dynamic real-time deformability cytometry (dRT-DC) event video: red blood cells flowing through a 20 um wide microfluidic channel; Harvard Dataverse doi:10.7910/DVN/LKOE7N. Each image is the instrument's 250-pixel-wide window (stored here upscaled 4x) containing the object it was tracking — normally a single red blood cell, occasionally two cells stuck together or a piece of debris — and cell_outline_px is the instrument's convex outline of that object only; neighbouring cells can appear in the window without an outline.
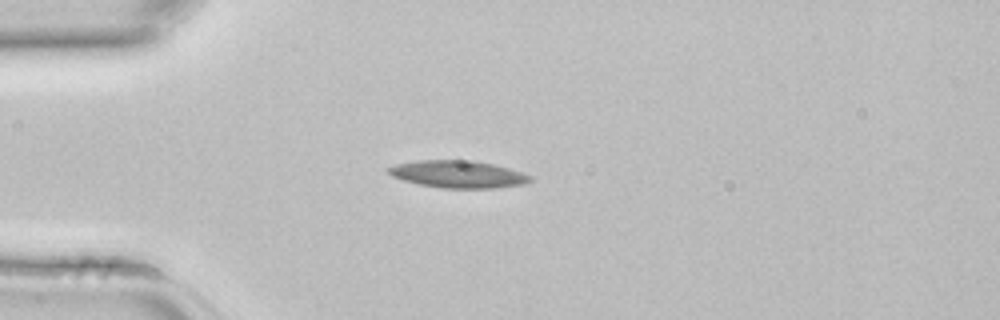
{"species": "common noctule bat (a hibernating species)", "species_latin": "Nyctalus noctula", "temperature_condition": "room temperature", "stored_images_in_passage": 1, "camera_frame_rate_fps": 3000, "um_per_image_px": 0.085, "animal": {"sex": "female", "body_mass_g": 22.7, "forearm_length_mm": 54.2}, "frame": {"image": 1, "passage_image": 1, "time_ms": 0.0, "image_size_px": [1000, 320], "cell_outline_px": [[532, 180], [524, 184], [496, 188], [440, 188], [420, 184], [404, 180], [392, 176], [388, 172], [388, 168], [396, 164], [416, 160], [472, 160], [492, 164], [508, 168], [532, 176]], "centroid_in_image_um": [38.94, 14.81], "position_along_channel_um": 46.1, "area_um2": 22.43}}